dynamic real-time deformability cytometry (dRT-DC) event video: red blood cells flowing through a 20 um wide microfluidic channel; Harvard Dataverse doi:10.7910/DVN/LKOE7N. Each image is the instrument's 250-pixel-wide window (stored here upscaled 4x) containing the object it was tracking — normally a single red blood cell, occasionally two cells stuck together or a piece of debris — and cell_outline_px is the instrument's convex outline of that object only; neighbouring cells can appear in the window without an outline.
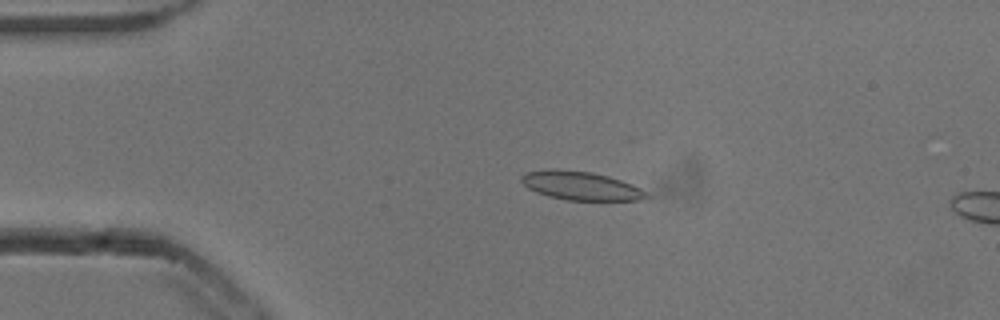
{"species": "common noctule bat (a hibernating species)", "species_latin": "Nyctalus noctula", "temperature_condition": "cold", "stored_images_in_passage": 16, "camera_frame_rate_fps": 3000, "um_per_image_px": 0.085, "animal": {"sex": "male", "body_mass_g": 13.3}, "frame": {"image": 1, "passage_image": 12, "time_ms": 3.667, "image_size_px": [1000, 320], "cell_outline_px": [[652, 196], [640, 200], [564, 200], [548, 196], [536, 192], [528, 188], [520, 180], [520, 176], [524, 172], [592, 172], [608, 176], [632, 184], [648, 192]], "centroid_in_image_um": [49.46, 15.85], "position_along_channel_um": 35.5, "area_um2": 20.11}}